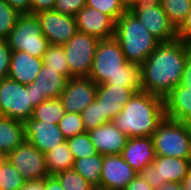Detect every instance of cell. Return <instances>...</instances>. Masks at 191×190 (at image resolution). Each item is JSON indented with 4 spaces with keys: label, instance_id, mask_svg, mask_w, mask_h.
<instances>
[{
    "label": "cell",
    "instance_id": "1",
    "mask_svg": "<svg viewBox=\"0 0 191 190\" xmlns=\"http://www.w3.org/2000/svg\"><path fill=\"white\" fill-rule=\"evenodd\" d=\"M191 43L161 42L141 65L142 91L164 98L181 82Z\"/></svg>",
    "mask_w": 191,
    "mask_h": 190
},
{
    "label": "cell",
    "instance_id": "2",
    "mask_svg": "<svg viewBox=\"0 0 191 190\" xmlns=\"http://www.w3.org/2000/svg\"><path fill=\"white\" fill-rule=\"evenodd\" d=\"M95 84H112L142 91L141 65L129 63L115 37L99 40L88 76Z\"/></svg>",
    "mask_w": 191,
    "mask_h": 190
},
{
    "label": "cell",
    "instance_id": "3",
    "mask_svg": "<svg viewBox=\"0 0 191 190\" xmlns=\"http://www.w3.org/2000/svg\"><path fill=\"white\" fill-rule=\"evenodd\" d=\"M164 118L163 98L139 91L111 122L129 138H134L152 136Z\"/></svg>",
    "mask_w": 191,
    "mask_h": 190
},
{
    "label": "cell",
    "instance_id": "4",
    "mask_svg": "<svg viewBox=\"0 0 191 190\" xmlns=\"http://www.w3.org/2000/svg\"><path fill=\"white\" fill-rule=\"evenodd\" d=\"M114 37L126 61L138 65H142L161 43L129 10L115 22Z\"/></svg>",
    "mask_w": 191,
    "mask_h": 190
},
{
    "label": "cell",
    "instance_id": "5",
    "mask_svg": "<svg viewBox=\"0 0 191 190\" xmlns=\"http://www.w3.org/2000/svg\"><path fill=\"white\" fill-rule=\"evenodd\" d=\"M152 139L156 156L191 159V123L165 117Z\"/></svg>",
    "mask_w": 191,
    "mask_h": 190
},
{
    "label": "cell",
    "instance_id": "6",
    "mask_svg": "<svg viewBox=\"0 0 191 190\" xmlns=\"http://www.w3.org/2000/svg\"><path fill=\"white\" fill-rule=\"evenodd\" d=\"M36 104L31 84L22 85L9 77L0 80V116L24 122Z\"/></svg>",
    "mask_w": 191,
    "mask_h": 190
},
{
    "label": "cell",
    "instance_id": "7",
    "mask_svg": "<svg viewBox=\"0 0 191 190\" xmlns=\"http://www.w3.org/2000/svg\"><path fill=\"white\" fill-rule=\"evenodd\" d=\"M6 41L13 52L23 51L38 58H43L49 44L42 33L38 17L30 13L18 16L15 28Z\"/></svg>",
    "mask_w": 191,
    "mask_h": 190
},
{
    "label": "cell",
    "instance_id": "8",
    "mask_svg": "<svg viewBox=\"0 0 191 190\" xmlns=\"http://www.w3.org/2000/svg\"><path fill=\"white\" fill-rule=\"evenodd\" d=\"M129 11L160 42H170L177 39L176 28L166 16L160 5V0H136Z\"/></svg>",
    "mask_w": 191,
    "mask_h": 190
},
{
    "label": "cell",
    "instance_id": "9",
    "mask_svg": "<svg viewBox=\"0 0 191 190\" xmlns=\"http://www.w3.org/2000/svg\"><path fill=\"white\" fill-rule=\"evenodd\" d=\"M99 39L78 32L63 45L70 78L88 77Z\"/></svg>",
    "mask_w": 191,
    "mask_h": 190
},
{
    "label": "cell",
    "instance_id": "10",
    "mask_svg": "<svg viewBox=\"0 0 191 190\" xmlns=\"http://www.w3.org/2000/svg\"><path fill=\"white\" fill-rule=\"evenodd\" d=\"M191 167V159L156 156L138 175L154 189L166 182L182 183Z\"/></svg>",
    "mask_w": 191,
    "mask_h": 190
},
{
    "label": "cell",
    "instance_id": "11",
    "mask_svg": "<svg viewBox=\"0 0 191 190\" xmlns=\"http://www.w3.org/2000/svg\"><path fill=\"white\" fill-rule=\"evenodd\" d=\"M26 181L43 180L48 176L45 154L24 140L15 150L5 156Z\"/></svg>",
    "mask_w": 191,
    "mask_h": 190
},
{
    "label": "cell",
    "instance_id": "12",
    "mask_svg": "<svg viewBox=\"0 0 191 190\" xmlns=\"http://www.w3.org/2000/svg\"><path fill=\"white\" fill-rule=\"evenodd\" d=\"M35 15L49 44L64 45L77 33L76 18L73 16L62 14L54 9Z\"/></svg>",
    "mask_w": 191,
    "mask_h": 190
},
{
    "label": "cell",
    "instance_id": "13",
    "mask_svg": "<svg viewBox=\"0 0 191 190\" xmlns=\"http://www.w3.org/2000/svg\"><path fill=\"white\" fill-rule=\"evenodd\" d=\"M97 84L89 77L69 78L60 100L67 113H81L95 100Z\"/></svg>",
    "mask_w": 191,
    "mask_h": 190
},
{
    "label": "cell",
    "instance_id": "14",
    "mask_svg": "<svg viewBox=\"0 0 191 190\" xmlns=\"http://www.w3.org/2000/svg\"><path fill=\"white\" fill-rule=\"evenodd\" d=\"M24 138L35 146L41 153L46 154L49 150L65 142L58 125L46 121L26 119L24 122Z\"/></svg>",
    "mask_w": 191,
    "mask_h": 190
},
{
    "label": "cell",
    "instance_id": "15",
    "mask_svg": "<svg viewBox=\"0 0 191 190\" xmlns=\"http://www.w3.org/2000/svg\"><path fill=\"white\" fill-rule=\"evenodd\" d=\"M137 173L121 154L106 155L100 174V187L108 190H124Z\"/></svg>",
    "mask_w": 191,
    "mask_h": 190
},
{
    "label": "cell",
    "instance_id": "16",
    "mask_svg": "<svg viewBox=\"0 0 191 190\" xmlns=\"http://www.w3.org/2000/svg\"><path fill=\"white\" fill-rule=\"evenodd\" d=\"M139 91L138 88H127L112 84L97 85L95 99L100 103L101 116H103L106 122L112 121L121 112L134 93Z\"/></svg>",
    "mask_w": 191,
    "mask_h": 190
},
{
    "label": "cell",
    "instance_id": "17",
    "mask_svg": "<svg viewBox=\"0 0 191 190\" xmlns=\"http://www.w3.org/2000/svg\"><path fill=\"white\" fill-rule=\"evenodd\" d=\"M77 31L99 40L114 37L115 21L95 8L84 6L76 16Z\"/></svg>",
    "mask_w": 191,
    "mask_h": 190
},
{
    "label": "cell",
    "instance_id": "18",
    "mask_svg": "<svg viewBox=\"0 0 191 190\" xmlns=\"http://www.w3.org/2000/svg\"><path fill=\"white\" fill-rule=\"evenodd\" d=\"M88 135L98 153L104 156L121 154L129 138L111 121L88 131Z\"/></svg>",
    "mask_w": 191,
    "mask_h": 190
},
{
    "label": "cell",
    "instance_id": "19",
    "mask_svg": "<svg viewBox=\"0 0 191 190\" xmlns=\"http://www.w3.org/2000/svg\"><path fill=\"white\" fill-rule=\"evenodd\" d=\"M121 156L139 174L155 160L152 136L128 138Z\"/></svg>",
    "mask_w": 191,
    "mask_h": 190
},
{
    "label": "cell",
    "instance_id": "20",
    "mask_svg": "<svg viewBox=\"0 0 191 190\" xmlns=\"http://www.w3.org/2000/svg\"><path fill=\"white\" fill-rule=\"evenodd\" d=\"M42 66L43 58L23 51H12L8 77L22 85H30L36 80Z\"/></svg>",
    "mask_w": 191,
    "mask_h": 190
},
{
    "label": "cell",
    "instance_id": "21",
    "mask_svg": "<svg viewBox=\"0 0 191 190\" xmlns=\"http://www.w3.org/2000/svg\"><path fill=\"white\" fill-rule=\"evenodd\" d=\"M67 78L43 64L36 80L31 83L37 103L58 99L65 89Z\"/></svg>",
    "mask_w": 191,
    "mask_h": 190
},
{
    "label": "cell",
    "instance_id": "22",
    "mask_svg": "<svg viewBox=\"0 0 191 190\" xmlns=\"http://www.w3.org/2000/svg\"><path fill=\"white\" fill-rule=\"evenodd\" d=\"M166 118L191 123V93H183L180 84L174 87L164 98Z\"/></svg>",
    "mask_w": 191,
    "mask_h": 190
},
{
    "label": "cell",
    "instance_id": "23",
    "mask_svg": "<svg viewBox=\"0 0 191 190\" xmlns=\"http://www.w3.org/2000/svg\"><path fill=\"white\" fill-rule=\"evenodd\" d=\"M23 122L0 116V157H5L23 141Z\"/></svg>",
    "mask_w": 191,
    "mask_h": 190
},
{
    "label": "cell",
    "instance_id": "24",
    "mask_svg": "<svg viewBox=\"0 0 191 190\" xmlns=\"http://www.w3.org/2000/svg\"><path fill=\"white\" fill-rule=\"evenodd\" d=\"M73 162L74 158L66 141L45 154L46 170L50 176L72 169Z\"/></svg>",
    "mask_w": 191,
    "mask_h": 190
},
{
    "label": "cell",
    "instance_id": "25",
    "mask_svg": "<svg viewBox=\"0 0 191 190\" xmlns=\"http://www.w3.org/2000/svg\"><path fill=\"white\" fill-rule=\"evenodd\" d=\"M104 162V155L100 153L86 158L74 160L73 170L85 178L92 186L100 187V174Z\"/></svg>",
    "mask_w": 191,
    "mask_h": 190
},
{
    "label": "cell",
    "instance_id": "26",
    "mask_svg": "<svg viewBox=\"0 0 191 190\" xmlns=\"http://www.w3.org/2000/svg\"><path fill=\"white\" fill-rule=\"evenodd\" d=\"M65 113L66 111L59 98L48 99L35 105L31 118L58 125Z\"/></svg>",
    "mask_w": 191,
    "mask_h": 190
},
{
    "label": "cell",
    "instance_id": "27",
    "mask_svg": "<svg viewBox=\"0 0 191 190\" xmlns=\"http://www.w3.org/2000/svg\"><path fill=\"white\" fill-rule=\"evenodd\" d=\"M43 64L53 71H58L67 79L70 78L69 66L63 45L48 44L43 55Z\"/></svg>",
    "mask_w": 191,
    "mask_h": 190
},
{
    "label": "cell",
    "instance_id": "28",
    "mask_svg": "<svg viewBox=\"0 0 191 190\" xmlns=\"http://www.w3.org/2000/svg\"><path fill=\"white\" fill-rule=\"evenodd\" d=\"M26 180L5 157H0V190H20Z\"/></svg>",
    "mask_w": 191,
    "mask_h": 190
},
{
    "label": "cell",
    "instance_id": "29",
    "mask_svg": "<svg viewBox=\"0 0 191 190\" xmlns=\"http://www.w3.org/2000/svg\"><path fill=\"white\" fill-rule=\"evenodd\" d=\"M160 5L175 28L191 11V0H160Z\"/></svg>",
    "mask_w": 191,
    "mask_h": 190
},
{
    "label": "cell",
    "instance_id": "30",
    "mask_svg": "<svg viewBox=\"0 0 191 190\" xmlns=\"http://www.w3.org/2000/svg\"><path fill=\"white\" fill-rule=\"evenodd\" d=\"M68 147L73 155L74 160L91 157L98 154L96 147L91 142L88 132L78 134L66 139Z\"/></svg>",
    "mask_w": 191,
    "mask_h": 190
},
{
    "label": "cell",
    "instance_id": "31",
    "mask_svg": "<svg viewBox=\"0 0 191 190\" xmlns=\"http://www.w3.org/2000/svg\"><path fill=\"white\" fill-rule=\"evenodd\" d=\"M18 13L6 0H0V39H6L15 28Z\"/></svg>",
    "mask_w": 191,
    "mask_h": 190
},
{
    "label": "cell",
    "instance_id": "32",
    "mask_svg": "<svg viewBox=\"0 0 191 190\" xmlns=\"http://www.w3.org/2000/svg\"><path fill=\"white\" fill-rule=\"evenodd\" d=\"M58 127L65 139L86 132L81 113L66 112L64 117L59 121Z\"/></svg>",
    "mask_w": 191,
    "mask_h": 190
},
{
    "label": "cell",
    "instance_id": "33",
    "mask_svg": "<svg viewBox=\"0 0 191 190\" xmlns=\"http://www.w3.org/2000/svg\"><path fill=\"white\" fill-rule=\"evenodd\" d=\"M55 177L59 180L64 190H92L94 188V186L73 169L60 172Z\"/></svg>",
    "mask_w": 191,
    "mask_h": 190
},
{
    "label": "cell",
    "instance_id": "34",
    "mask_svg": "<svg viewBox=\"0 0 191 190\" xmlns=\"http://www.w3.org/2000/svg\"><path fill=\"white\" fill-rule=\"evenodd\" d=\"M86 6L109 15L115 22L127 11L120 0H86Z\"/></svg>",
    "mask_w": 191,
    "mask_h": 190
},
{
    "label": "cell",
    "instance_id": "35",
    "mask_svg": "<svg viewBox=\"0 0 191 190\" xmlns=\"http://www.w3.org/2000/svg\"><path fill=\"white\" fill-rule=\"evenodd\" d=\"M81 116L86 132L106 123L101 116L100 103L96 99L81 112Z\"/></svg>",
    "mask_w": 191,
    "mask_h": 190
},
{
    "label": "cell",
    "instance_id": "36",
    "mask_svg": "<svg viewBox=\"0 0 191 190\" xmlns=\"http://www.w3.org/2000/svg\"><path fill=\"white\" fill-rule=\"evenodd\" d=\"M86 6V0H56L54 10L75 17Z\"/></svg>",
    "mask_w": 191,
    "mask_h": 190
},
{
    "label": "cell",
    "instance_id": "37",
    "mask_svg": "<svg viewBox=\"0 0 191 190\" xmlns=\"http://www.w3.org/2000/svg\"><path fill=\"white\" fill-rule=\"evenodd\" d=\"M11 53L6 39H0V80L8 77Z\"/></svg>",
    "mask_w": 191,
    "mask_h": 190
},
{
    "label": "cell",
    "instance_id": "38",
    "mask_svg": "<svg viewBox=\"0 0 191 190\" xmlns=\"http://www.w3.org/2000/svg\"><path fill=\"white\" fill-rule=\"evenodd\" d=\"M177 39L191 43V11L176 28Z\"/></svg>",
    "mask_w": 191,
    "mask_h": 190
},
{
    "label": "cell",
    "instance_id": "39",
    "mask_svg": "<svg viewBox=\"0 0 191 190\" xmlns=\"http://www.w3.org/2000/svg\"><path fill=\"white\" fill-rule=\"evenodd\" d=\"M180 85L183 86V93H191V50L187 54Z\"/></svg>",
    "mask_w": 191,
    "mask_h": 190
},
{
    "label": "cell",
    "instance_id": "40",
    "mask_svg": "<svg viewBox=\"0 0 191 190\" xmlns=\"http://www.w3.org/2000/svg\"><path fill=\"white\" fill-rule=\"evenodd\" d=\"M56 0H31L30 14L54 9Z\"/></svg>",
    "mask_w": 191,
    "mask_h": 190
},
{
    "label": "cell",
    "instance_id": "41",
    "mask_svg": "<svg viewBox=\"0 0 191 190\" xmlns=\"http://www.w3.org/2000/svg\"><path fill=\"white\" fill-rule=\"evenodd\" d=\"M124 190H154L145 180L138 174L131 180Z\"/></svg>",
    "mask_w": 191,
    "mask_h": 190
},
{
    "label": "cell",
    "instance_id": "42",
    "mask_svg": "<svg viewBox=\"0 0 191 190\" xmlns=\"http://www.w3.org/2000/svg\"><path fill=\"white\" fill-rule=\"evenodd\" d=\"M18 13L29 14L31 0H6Z\"/></svg>",
    "mask_w": 191,
    "mask_h": 190
},
{
    "label": "cell",
    "instance_id": "43",
    "mask_svg": "<svg viewBox=\"0 0 191 190\" xmlns=\"http://www.w3.org/2000/svg\"><path fill=\"white\" fill-rule=\"evenodd\" d=\"M44 190H64L55 176L48 175L44 179Z\"/></svg>",
    "mask_w": 191,
    "mask_h": 190
},
{
    "label": "cell",
    "instance_id": "44",
    "mask_svg": "<svg viewBox=\"0 0 191 190\" xmlns=\"http://www.w3.org/2000/svg\"><path fill=\"white\" fill-rule=\"evenodd\" d=\"M20 190H44V179L36 181H26Z\"/></svg>",
    "mask_w": 191,
    "mask_h": 190
},
{
    "label": "cell",
    "instance_id": "45",
    "mask_svg": "<svg viewBox=\"0 0 191 190\" xmlns=\"http://www.w3.org/2000/svg\"><path fill=\"white\" fill-rule=\"evenodd\" d=\"M154 190H176V182H166Z\"/></svg>",
    "mask_w": 191,
    "mask_h": 190
},
{
    "label": "cell",
    "instance_id": "46",
    "mask_svg": "<svg viewBox=\"0 0 191 190\" xmlns=\"http://www.w3.org/2000/svg\"><path fill=\"white\" fill-rule=\"evenodd\" d=\"M182 184L184 186L190 188V190H191V167H190L187 175L184 177V180H183Z\"/></svg>",
    "mask_w": 191,
    "mask_h": 190
},
{
    "label": "cell",
    "instance_id": "47",
    "mask_svg": "<svg viewBox=\"0 0 191 190\" xmlns=\"http://www.w3.org/2000/svg\"><path fill=\"white\" fill-rule=\"evenodd\" d=\"M136 0H120V2L123 4V6L129 10L130 7L135 3Z\"/></svg>",
    "mask_w": 191,
    "mask_h": 190
},
{
    "label": "cell",
    "instance_id": "48",
    "mask_svg": "<svg viewBox=\"0 0 191 190\" xmlns=\"http://www.w3.org/2000/svg\"><path fill=\"white\" fill-rule=\"evenodd\" d=\"M176 190H190V188L184 186L182 183L176 182Z\"/></svg>",
    "mask_w": 191,
    "mask_h": 190
},
{
    "label": "cell",
    "instance_id": "49",
    "mask_svg": "<svg viewBox=\"0 0 191 190\" xmlns=\"http://www.w3.org/2000/svg\"><path fill=\"white\" fill-rule=\"evenodd\" d=\"M92 190H108V189H103L101 187H94Z\"/></svg>",
    "mask_w": 191,
    "mask_h": 190
}]
</instances>
